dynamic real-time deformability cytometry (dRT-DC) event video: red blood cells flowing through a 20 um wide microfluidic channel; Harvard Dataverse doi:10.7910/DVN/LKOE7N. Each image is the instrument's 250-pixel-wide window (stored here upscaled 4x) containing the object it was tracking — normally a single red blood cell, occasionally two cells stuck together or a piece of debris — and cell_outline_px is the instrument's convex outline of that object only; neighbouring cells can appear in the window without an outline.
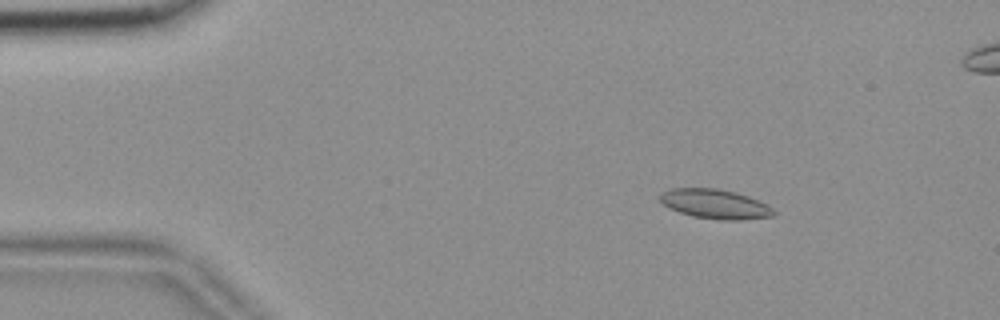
{"species": "common noctule bat (a hibernating species)", "species_latin": "Nyctalus noctula", "temperature_condition": "room temperature", "stored_images_in_passage": 52, "camera_frame_rate_fps": 3000, "um_per_image_px": 0.085, "animal": {"sex": "female", "body_mass_g": 18.4}, "frame": {"image": 1, "passage_image": 9, "time_ms": 2.667, "image_size_px": [1000, 320], "cell_outline_px": [[776, 216], [740, 220], [720, 220], [692, 216], [668, 208], [660, 200], [660, 196], [664, 192], [672, 188], [716, 188], [736, 192], [748, 196], [772, 208], [776, 212]], "centroid_in_image_um": [60.8, 17.35], "position_along_channel_um": 24.2, "area_um2": 19.42}}
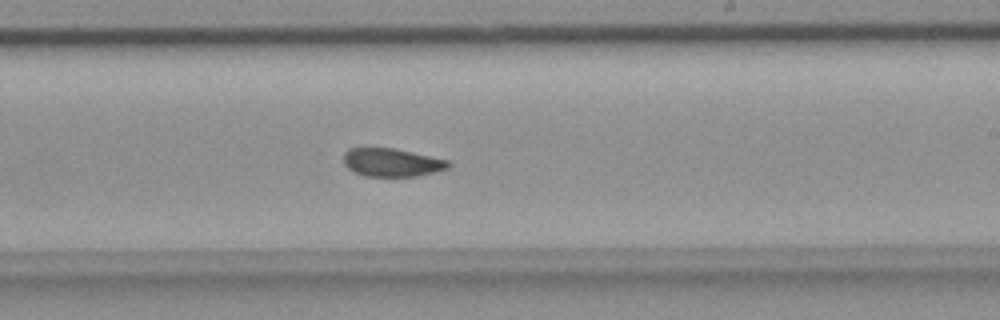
{"frame": {"image": 2, "passage_image": 34, "time_ms": 11.0, "image_size_px": [1000, 320], "cell_outline_px": [[452, 164], [448, 168], [436, 172], [416, 176], [364, 176], [348, 168], [344, 164], [344, 152], [348, 148], [392, 148], [412, 152], [448, 160]], "centroid_in_image_um": [33.31, 13.81], "position_along_channel_um": 255.7, "area_um2": 17.17}}
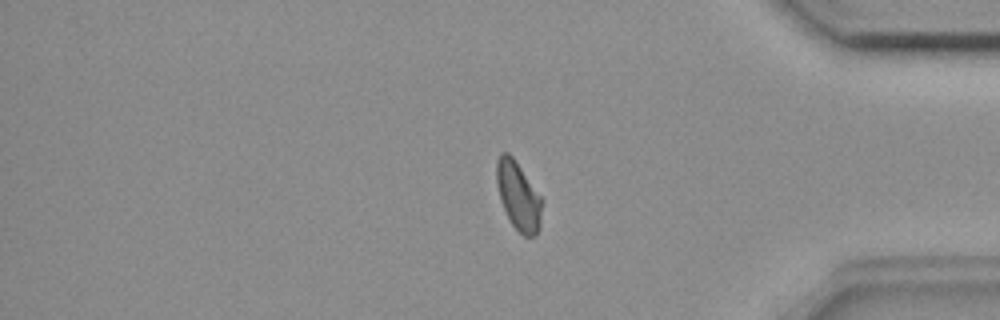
{"frame": {"image": 3, "passage_image": 47, "time_ms": 15.333, "image_size_px": [1000, 320], "cell_outline_px": [[544, 200], [540, 224], [536, 236], [524, 236], [512, 224], [500, 200], [496, 184], [496, 160], [500, 152], [508, 152], [512, 156]], "centroid_in_image_um": [44.06, 16.63], "position_along_channel_um": 391.1, "area_um2": 18.21}, "authors_computed_cell_mechanics": {"area_um2": 18.4671, "velocity_mm_per_s": 3.6546, "shape_relaxation_time_tau1_ms": null, "shape_relaxation_time_tau2_ms": 1.8999, "deformation_change_tau1": null, "deformation_change_tau2": 0.0675}}